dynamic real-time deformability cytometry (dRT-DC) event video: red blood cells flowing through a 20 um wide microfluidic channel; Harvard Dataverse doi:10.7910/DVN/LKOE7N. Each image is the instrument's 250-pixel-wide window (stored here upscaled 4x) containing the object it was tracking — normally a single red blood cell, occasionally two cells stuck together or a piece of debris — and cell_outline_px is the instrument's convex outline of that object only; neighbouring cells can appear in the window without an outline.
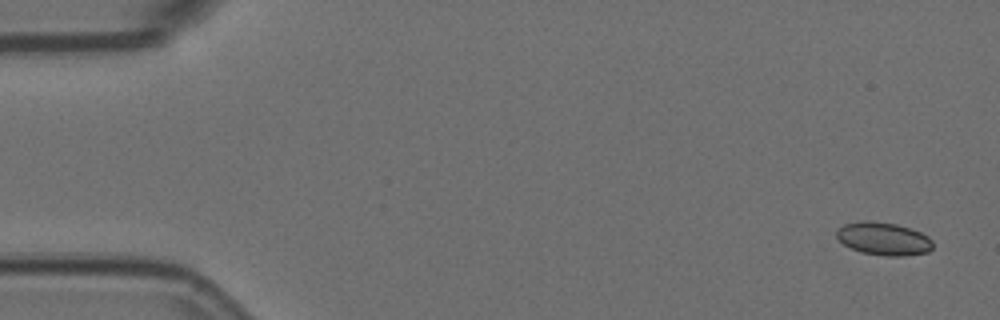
{"species": "Egyptian fruit bat (a non-hibernating species)", "species_latin": "Rousettus aegyptiacus", "temperature_condition": "room temperature", "stored_images_in_passage": 5, "camera_frame_rate_fps": 3000, "um_per_image_px": 0.085, "animal": {"sex": "female"}, "frame": {"image": 1, "passage_image": 1, "time_ms": 0.0, "image_size_px": [1000, 320], "cell_outline_px": [[932, 248], [928, 252], [904, 256], [884, 256], [860, 252], [844, 244], [836, 236], [836, 232], [844, 224], [864, 220], [868, 220], [896, 224], [920, 232], [928, 236], [932, 240]], "centroid_in_image_um": [75.11, 20.3], "position_along_channel_um": 9.9, "area_um2": 18.38}}
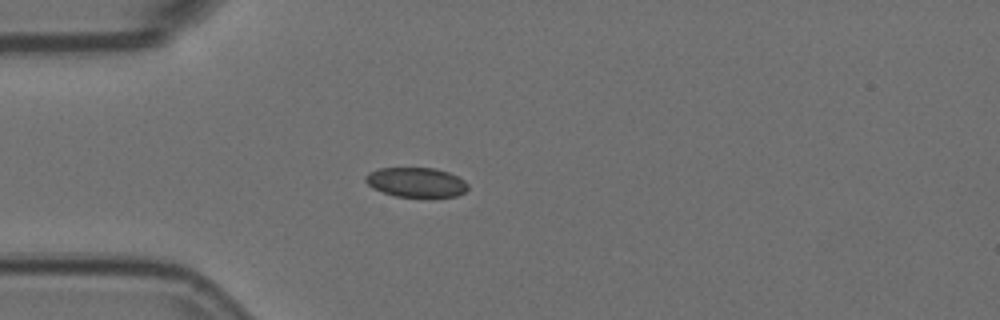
{"frame": {"image": 2, "passage_image": 5, "time_ms": 1.333, "image_size_px": [1000, 320], "cell_outline_px": [[468, 188], [464, 192], [456, 196], [396, 196], [372, 188], [364, 180], [364, 176], [368, 172], [380, 168], [436, 168], [448, 172], [464, 180], [468, 184]], "centroid_in_image_um": [35.35, 15.48], "position_along_channel_um": 49.7, "area_um2": 17.51}}